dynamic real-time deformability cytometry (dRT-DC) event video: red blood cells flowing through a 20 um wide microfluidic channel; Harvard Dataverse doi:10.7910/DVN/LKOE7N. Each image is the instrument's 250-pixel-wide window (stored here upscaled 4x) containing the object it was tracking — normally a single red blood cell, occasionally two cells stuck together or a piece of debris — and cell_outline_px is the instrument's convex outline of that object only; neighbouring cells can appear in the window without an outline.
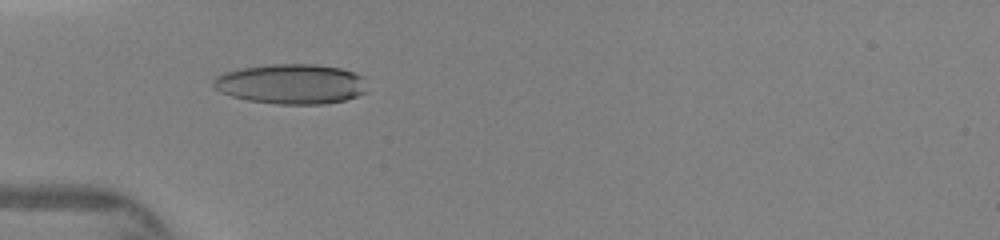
{"species": "human", "species_latin": "Homo sapiens", "temperature_condition": "warm", "stored_images_in_passage": 11, "camera_frame_rate_fps": 3000, "um_per_image_px": 0.085, "donor": {"sex": "female"}, "frame": {"image": 1, "passage_image": 2, "time_ms": 0.667, "image_size_px": [1000, 240], "cell_outline_px": [[364, 92], [356, 96], [344, 100], [324, 104], [276, 104], [248, 100], [232, 96], [220, 92], [212, 84], [216, 76], [224, 72], [240, 68], [272, 64], [316, 64], [340, 68], [364, 76]], "centroid_in_image_um": [24.72, 7.13], "position_along_channel_um": 60.3, "area_um2": 35.72}}
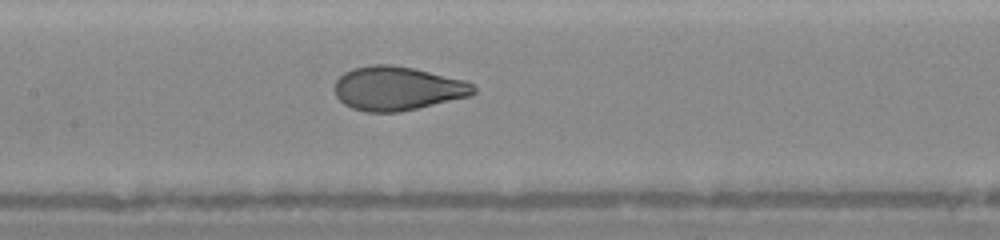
{"frame": {"image": 2, "passage_image": 7, "time_ms": 3.333, "image_size_px": [1000, 240], "cell_outline_px": [[476, 92], [472, 96], [400, 112], [364, 112], [352, 108], [344, 104], [336, 96], [332, 88], [336, 80], [344, 72], [352, 68], [372, 64], [392, 64], [412, 68], [468, 80], [476, 88]], "centroid_in_image_um": [33.78, 7.51], "position_along_channel_um": 173.6, "area_um2": 36.07}}
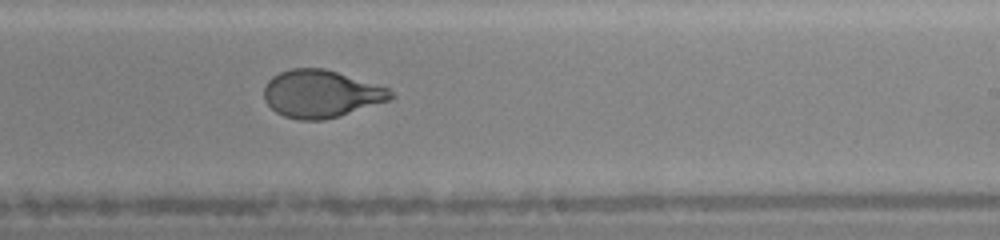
{"frame": {"image": 3, "passage_image": 11, "time_ms": 5.333, "image_size_px": [1000, 240], "cell_outline_px": [[396, 96], [388, 100], [324, 120], [300, 120], [284, 116], [276, 112], [264, 100], [264, 88], [268, 80], [272, 76], [280, 72], [292, 68], [324, 68], [388, 88]], "centroid_in_image_um": [27.24, 7.97], "position_along_channel_um": 261.8, "area_um2": 34.62}}